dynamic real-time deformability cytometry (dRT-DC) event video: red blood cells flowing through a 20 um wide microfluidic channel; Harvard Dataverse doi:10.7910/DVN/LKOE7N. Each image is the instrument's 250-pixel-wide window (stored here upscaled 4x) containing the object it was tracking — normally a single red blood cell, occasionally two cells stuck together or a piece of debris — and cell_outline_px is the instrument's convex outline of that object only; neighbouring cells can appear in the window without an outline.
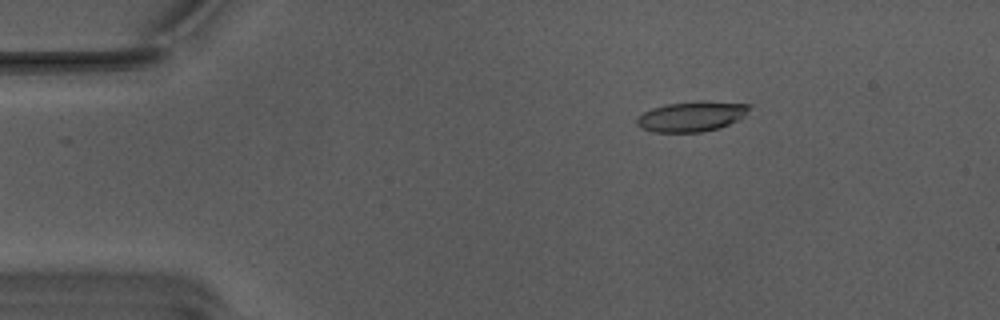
{"species": "Egyptian fruit bat (a non-hibernating species)", "species_latin": "Rousettus aegyptiacus", "temperature_condition": "warm", "stored_images_in_passage": 49, "camera_frame_rate_fps": 3000, "um_per_image_px": 0.085, "animal": {"sex": "male"}, "frame": {"image": 1, "passage_image": 3, "time_ms": 0.667, "image_size_px": [1000, 320], "cell_outline_px": [[748, 108], [744, 116], [720, 128], [700, 132], [652, 132], [640, 128], [636, 124], [636, 120], [644, 112], [652, 108], [668, 104], [700, 100], [748, 104]], "centroid_in_image_um": [58.74, 9.9], "position_along_channel_um": 26.3, "area_um2": 19.59}}
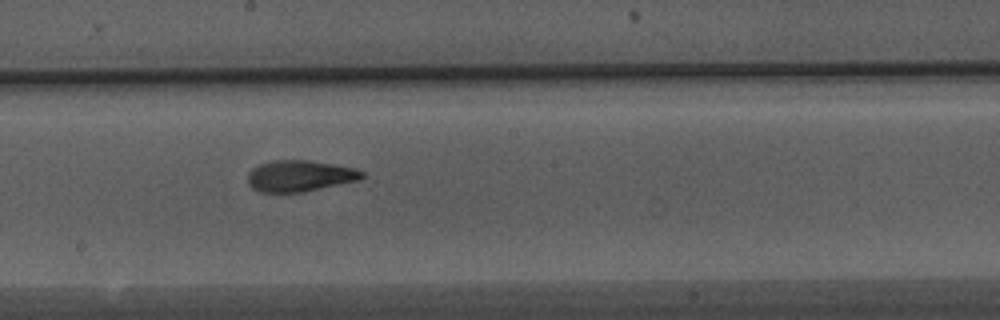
{"frame": {"image": 2, "passage_image": 24, "time_ms": 7.667, "image_size_px": [1000, 320], "cell_outline_px": [[364, 176], [360, 180], [304, 192], [260, 192], [252, 188], [248, 184], [248, 176], [252, 168], [260, 164], [272, 160], [308, 160], [356, 168], [364, 172]], "centroid_in_image_um": [25.49, 14.95], "position_along_channel_um": 222.7, "area_um2": 20.87}}
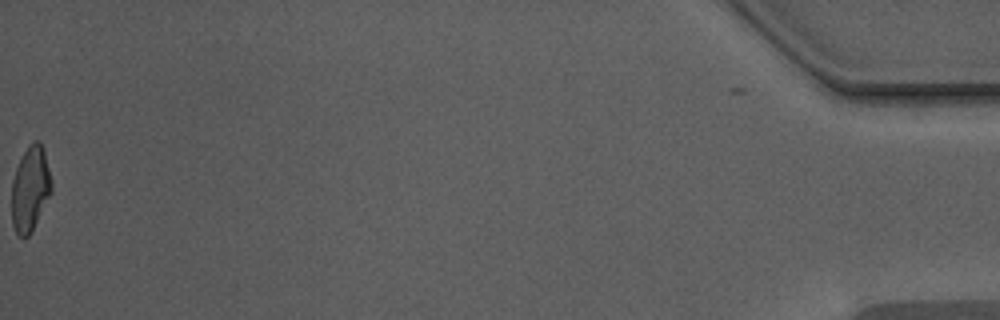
{"frame": {"image": 3, "passage_image": 49, "time_ms": 16.0, "image_size_px": [1000, 320], "cell_outline_px": [[52, 192], [32, 232], [28, 236], [20, 236], [16, 232], [12, 224], [12, 180], [16, 168], [28, 144], [32, 140], [40, 140], [44, 148], [52, 180]], "centroid_in_image_um": [2.59, 16.02], "position_along_channel_um": 432.6, "area_um2": 20.0}, "authors_computed_cell_mechanics": {"area_um2": 20.4612, "velocity_mm_per_s": 3.803, "shape_relaxation_time_tau1_ms": 4.7171, "shape_relaxation_time_tau2_ms": 1.4496, "deformation_change_tau1": 0.1902, "deformation_change_tau2": 0.1009}}